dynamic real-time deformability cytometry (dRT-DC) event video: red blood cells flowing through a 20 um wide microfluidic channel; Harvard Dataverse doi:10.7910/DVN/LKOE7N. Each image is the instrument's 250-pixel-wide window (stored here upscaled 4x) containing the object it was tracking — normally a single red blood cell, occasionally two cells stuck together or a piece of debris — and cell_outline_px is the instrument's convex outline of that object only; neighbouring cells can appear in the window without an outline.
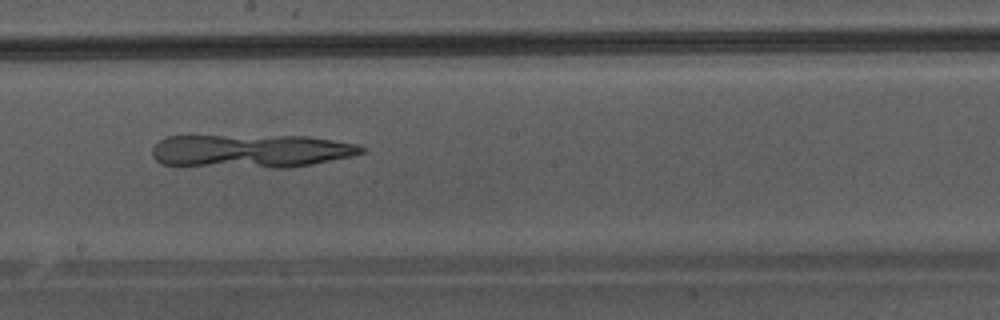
{"species": "Egyptian fruit bat (a non-hibernating species)", "species_latin": "Rousettus aegyptiacus", "temperature_condition": "warm", "stored_images_in_passage": 26, "camera_frame_rate_fps": 3000, "um_per_image_px": 0.085, "animal": {"sex": "male"}, "frame": {"image": 1, "passage_image": 18, "time_ms": 5.667, "image_size_px": [1000, 320], "cell_outline_px": [[364, 152], [352, 156], [312, 164], [288, 168], [272, 168], [160, 164], [152, 156], [152, 148], [160, 140], [168, 136], [308, 136], [356, 144], [364, 148]], "centroid_in_image_um": [21.33, 12.84], "position_along_channel_um": 226.9, "area_um2": 40.52}}